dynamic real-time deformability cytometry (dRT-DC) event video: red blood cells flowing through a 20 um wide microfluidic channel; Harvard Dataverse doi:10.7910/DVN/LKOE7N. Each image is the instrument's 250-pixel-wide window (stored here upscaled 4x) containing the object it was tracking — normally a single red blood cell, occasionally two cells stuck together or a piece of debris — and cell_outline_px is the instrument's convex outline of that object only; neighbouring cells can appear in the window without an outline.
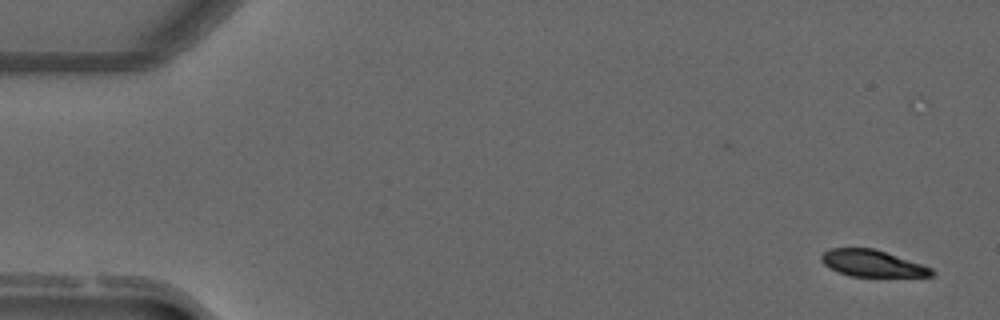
{"species": "common noctule bat (a hibernating species)", "species_latin": "Nyctalus noctula", "temperature_condition": "warm", "stored_images_in_passage": 2, "camera_frame_rate_fps": 3000, "um_per_image_px": 0.085, "animal": {"sex": "male", "forearm_length_mm": 52.5}, "frame": {"image": 1, "passage_image": 2, "time_ms": 0.333, "image_size_px": [1000, 320], "cell_outline_px": [[936, 272], [932, 276], [852, 276], [840, 272], [824, 264], [820, 260], [820, 256], [824, 252], [832, 248], [872, 248], [932, 268]], "centroid_in_image_um": [74.13, 22.38], "position_along_channel_um": 10.9, "area_um2": 16.65}}